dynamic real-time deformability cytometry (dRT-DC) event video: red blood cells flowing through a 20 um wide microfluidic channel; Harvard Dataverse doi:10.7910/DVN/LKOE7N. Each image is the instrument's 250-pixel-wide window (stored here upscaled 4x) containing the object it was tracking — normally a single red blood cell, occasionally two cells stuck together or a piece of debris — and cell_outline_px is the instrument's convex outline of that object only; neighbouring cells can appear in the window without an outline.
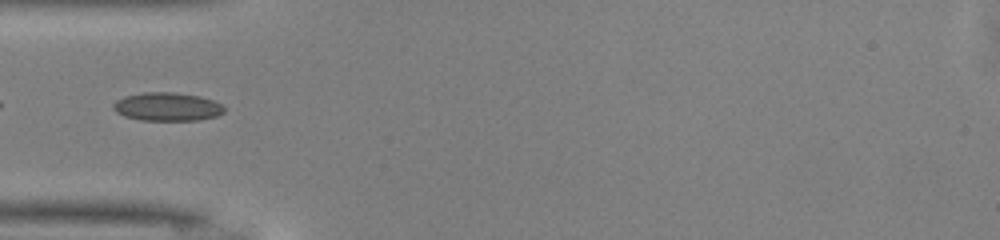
{"species": "common noctule bat (a hibernating species)", "species_latin": "Nyctalus noctula", "temperature_condition": "warm", "stored_images_in_passage": 49, "camera_frame_rate_fps": 3000, "um_per_image_px": 0.085, "animal": {"sex": "male", "body_mass_g": 13.0, "forearm_length_mm": 53.1}, "frame": {"image": 1, "passage_image": 15, "time_ms": 4.667, "image_size_px": [1000, 240], "cell_outline_px": [[224, 112], [216, 116], [200, 120], [140, 120], [124, 116], [116, 112], [112, 108], [112, 104], [116, 100], [124, 96], [144, 92], [172, 92], [200, 96], [212, 100], [220, 104], [224, 108]], "centroid_in_image_um": [14.18, 9.07], "position_along_channel_um": 70.8, "area_um2": 18.38}}
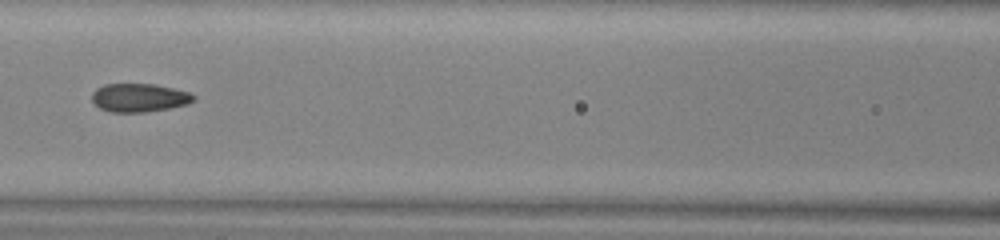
{"frame": {"image": 2, "passage_image": 21, "time_ms": 6.667, "image_size_px": [1000, 240], "cell_outline_px": [[196, 100], [188, 104], [168, 108], [144, 112], [112, 112], [100, 108], [92, 100], [92, 92], [96, 88], [104, 84], [152, 84], [172, 88], [188, 92], [196, 96]], "centroid_in_image_um": [11.83, 8.3], "position_along_channel_um": 154.8, "area_um2": 16.76}}
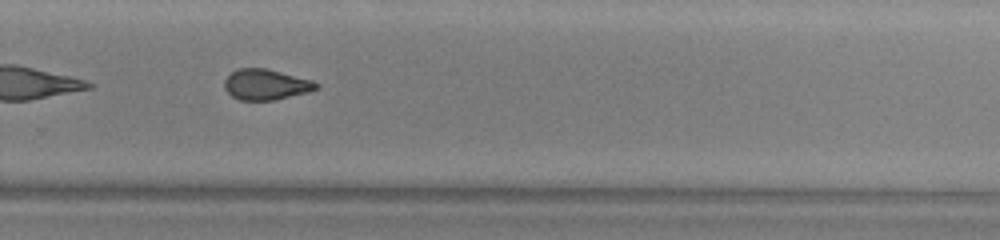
{"frame": {"image": 3, "passage_image": 32, "time_ms": 10.333, "image_size_px": [1000, 240], "cell_outline_px": [[320, 84], [316, 88], [308, 92], [272, 100], [240, 100], [232, 96], [224, 88], [224, 80], [232, 72], [240, 68], [264, 68], [312, 80]], "centroid_in_image_um": [22.58, 7.18], "position_along_channel_um": 307.2, "area_um2": 16.13}, "authors_computed_cell_mechanics": {"area_um2": 17.4556, "velocity_mm_per_s": 4.1689, "shape_relaxation_time_tau1_ms": 5.25, "shape_relaxation_time_tau2_ms": 1.698, "deformation_change_tau1": 0.1454, "deformation_change_tau2": 0.0864}}